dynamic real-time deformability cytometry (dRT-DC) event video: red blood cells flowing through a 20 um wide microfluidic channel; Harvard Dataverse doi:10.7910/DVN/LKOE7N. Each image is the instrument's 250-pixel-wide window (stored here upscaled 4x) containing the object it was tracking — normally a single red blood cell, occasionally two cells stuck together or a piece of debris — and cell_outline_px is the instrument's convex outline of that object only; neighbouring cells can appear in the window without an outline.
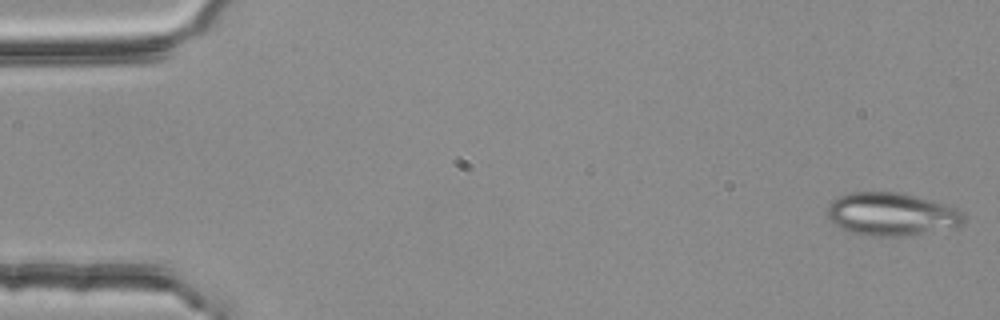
{"species": "common noctule bat (a hibernating species)", "species_latin": "Nyctalus noctula", "temperature_condition": "room temperature", "stored_images_in_passage": 54, "camera_frame_rate_fps": 3000, "um_per_image_px": 0.085, "animal": {"sex": "female", "body_mass_g": 25.1}, "frame": {"image": 1, "passage_image": 1, "time_ms": 0.0, "image_size_px": [1000, 320], "cell_outline_px": [[964, 224], [952, 228], [924, 232], [892, 236], [872, 236], [848, 232], [840, 228], [828, 216], [828, 204], [832, 200], [840, 196], [852, 192], [904, 192], [944, 204], [956, 208], [964, 212]], "centroid_in_image_um": [75.78, 18.19], "position_along_channel_um": 9.2, "area_um2": 33.99}}
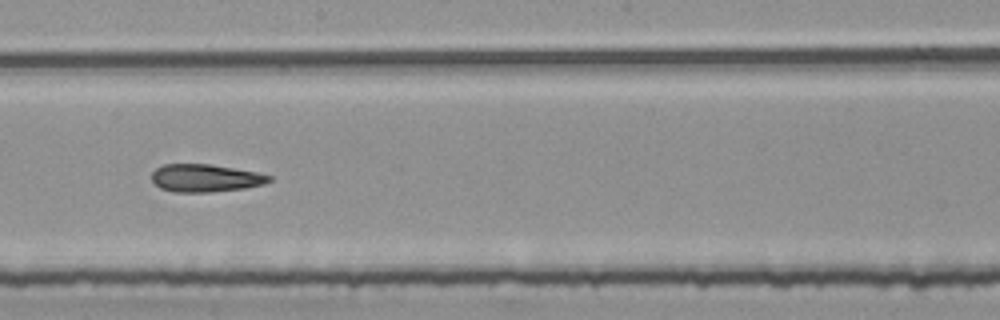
{"frame": {"image": 2, "passage_image": 30, "time_ms": 9.667, "image_size_px": [1000, 320], "cell_outline_px": [[272, 180], [264, 184], [244, 188], [208, 192], [172, 192], [160, 188], [152, 180], [152, 172], [156, 168], [164, 164], [208, 164], [256, 172], [272, 176]], "centroid_in_image_um": [17.44, 15.14], "position_along_channel_um": 230.8, "area_um2": 18.84}}
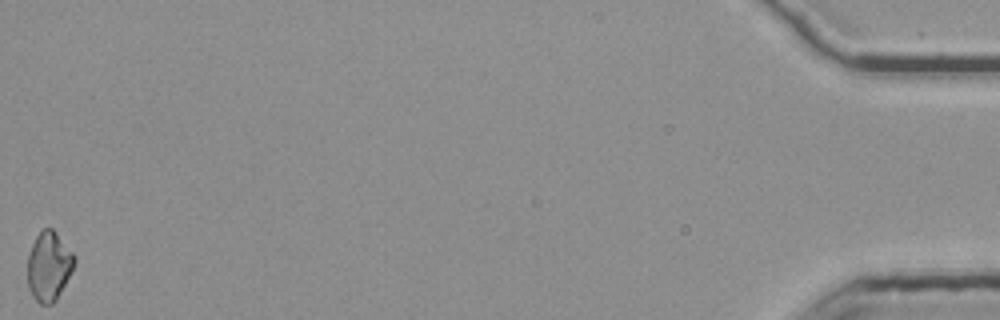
{"frame": {"image": 3, "passage_image": 54, "time_ms": 17.667, "image_size_px": [1000, 320], "cell_outline_px": [[76, 260], [56, 300], [52, 304], [40, 304], [32, 296], [28, 288], [28, 256], [32, 244], [36, 236], [44, 228], [52, 228], [56, 232], [76, 256]], "centroid_in_image_um": [4.14, 22.62], "position_along_channel_um": 431.1, "area_um2": 18.67}, "authors_computed_cell_mechanics": {"area_um2": 19.7387, "velocity_mm_per_s": 3.7683, "shape_relaxation_time_tau1_ms": null, "shape_relaxation_time_tau2_ms": 5.1516, "deformation_change_tau1": null, "deformation_change_tau2": 0.1627}}